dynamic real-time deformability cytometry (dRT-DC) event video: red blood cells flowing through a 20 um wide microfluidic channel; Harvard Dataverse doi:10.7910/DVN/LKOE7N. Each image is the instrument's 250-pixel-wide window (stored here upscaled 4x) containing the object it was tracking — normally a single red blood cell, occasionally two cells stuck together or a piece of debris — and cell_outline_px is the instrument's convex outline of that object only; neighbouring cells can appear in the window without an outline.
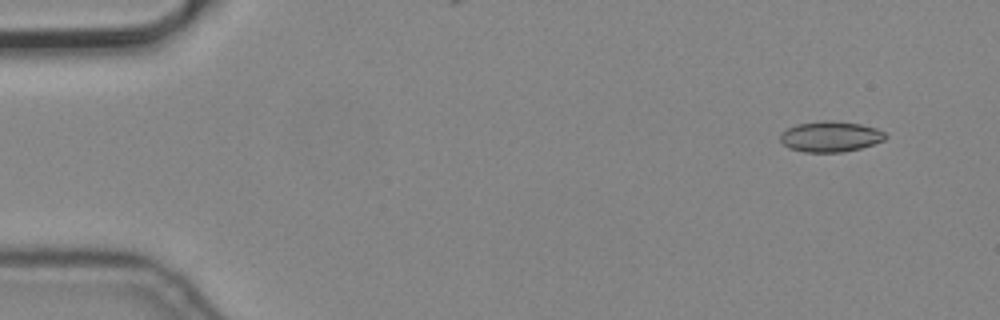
{"species": "common noctule bat (a hibernating species)", "species_latin": "Nyctalus noctula", "temperature_condition": "cold", "stored_images_in_passage": 7, "camera_frame_rate_fps": 3000, "um_per_image_px": 0.085, "animal": {"sex": "male", "body_mass_g": 19.2, "forearm_length_mm": 51.8}, "frame": {"image": 1, "passage_image": 2, "time_ms": 0.333, "image_size_px": [1000, 320], "cell_outline_px": [[888, 136], [884, 140], [860, 148], [844, 152], [804, 152], [788, 148], [780, 140], [780, 136], [788, 128], [796, 124], [824, 120], [832, 120], [860, 124], [876, 128], [884, 132]], "centroid_in_image_um": [70.59, 11.61], "position_along_channel_um": 14.4, "area_um2": 18.73}}
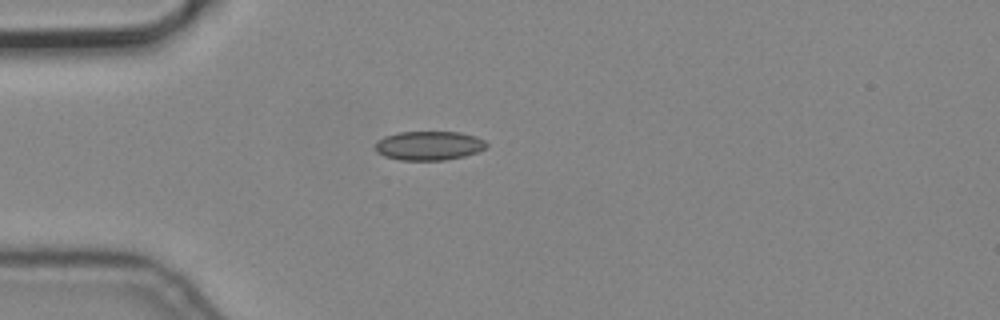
{"frame": {"image": 2, "passage_image": 5, "time_ms": 1.333, "image_size_px": [1000, 320], "cell_outline_px": [[488, 148], [464, 156], [444, 160], [400, 160], [384, 156], [376, 152], [376, 140], [384, 136], [396, 132], [460, 132], [476, 136], [484, 140], [488, 144]], "centroid_in_image_um": [36.46, 12.37], "position_along_channel_um": 48.5, "area_um2": 19.02}}
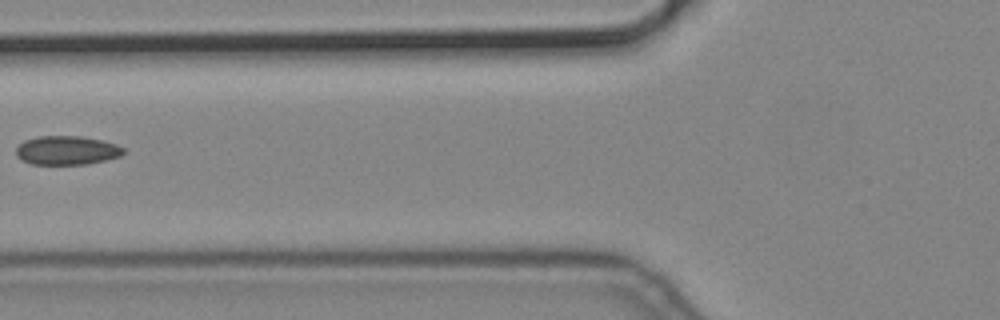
{"frame": {"image": 3, "passage_image": 7, "time_ms": 2.0, "image_size_px": [1000, 320], "cell_outline_px": [[124, 152], [120, 156], [88, 164], [32, 164], [16, 156], [16, 148], [24, 140], [40, 136], [80, 136], [104, 140], [116, 144], [124, 148]], "centroid_in_image_um": [5.69, 12.77], "position_along_channel_um": 120.1, "area_um2": 18.03}}